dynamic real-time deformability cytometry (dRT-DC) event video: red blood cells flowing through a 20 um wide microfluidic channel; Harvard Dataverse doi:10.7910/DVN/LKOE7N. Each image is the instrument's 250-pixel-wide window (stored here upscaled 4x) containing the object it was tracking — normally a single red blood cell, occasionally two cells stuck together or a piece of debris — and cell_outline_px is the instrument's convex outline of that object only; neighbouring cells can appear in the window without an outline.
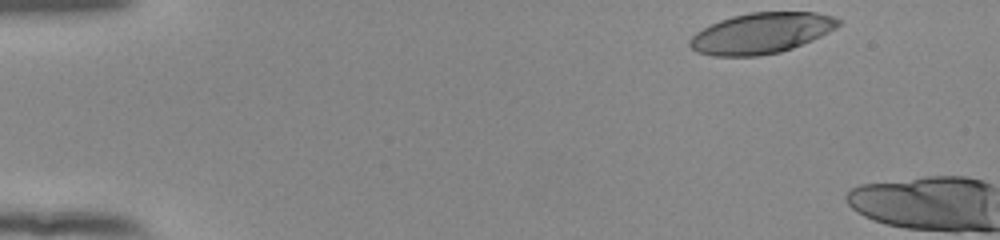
{"species": "human", "species_latin": "Homo sapiens", "temperature_condition": "room temperature", "stored_images_in_passage": 3, "camera_frame_rate_fps": 3000, "um_per_image_px": 0.085, "donor": {"sex": "female"}, "frame": {"image": 1, "passage_image": 1, "time_ms": 0.0, "image_size_px": [1000, 240], "cell_outline_px": [[840, 24], [836, 28], [812, 40], [792, 48], [780, 52], [760, 56], [712, 56], [696, 52], [688, 44], [688, 40], [696, 32], [720, 20], [732, 16], [748, 12], [816, 12], [832, 16], [840, 20]], "centroid_in_image_um": [64.69, 2.82], "position_along_channel_um": 20.3, "area_um2": 35.26}}